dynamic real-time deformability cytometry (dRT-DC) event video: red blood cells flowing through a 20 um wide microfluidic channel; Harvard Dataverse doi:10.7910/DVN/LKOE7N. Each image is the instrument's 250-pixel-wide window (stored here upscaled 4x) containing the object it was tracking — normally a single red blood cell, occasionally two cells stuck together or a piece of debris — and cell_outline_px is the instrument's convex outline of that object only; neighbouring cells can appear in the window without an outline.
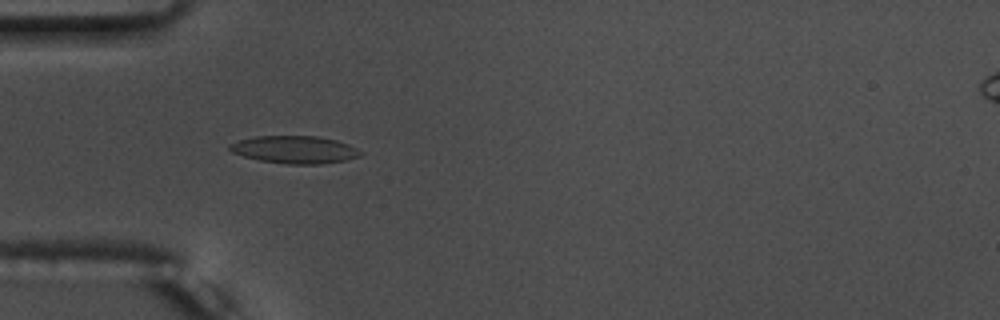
{"species": "common noctule bat (a hibernating species)", "species_latin": "Nyctalus noctula", "temperature_condition": "warm", "stored_images_in_passage": 56, "camera_frame_rate_fps": 3000, "um_per_image_px": 0.085, "animal": {"sex": "male", "body_mass_g": 17.5, "forearm_length_mm": 52.3}, "frame": {"image": 1, "passage_image": 18, "time_ms": 5.667, "image_size_px": [1000, 320], "cell_outline_px": [[360, 156], [344, 160], [320, 164], [288, 164], [260, 160], [244, 156], [232, 152], [228, 148], [232, 144], [240, 140], [256, 136], [316, 136], [336, 140], [348, 144], [356, 148], [360, 152]], "centroid_in_image_um": [25.05, 12.71], "position_along_channel_um": 60.0, "area_um2": 20.63}}
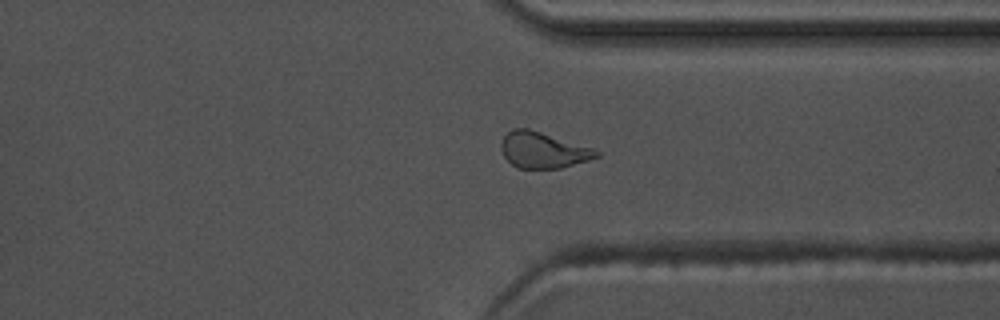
{"frame": {"image": 2, "passage_image": 43, "time_ms": 14.0, "image_size_px": [1000, 320], "cell_outline_px": [[600, 156], [588, 160], [560, 168], [516, 168], [504, 156], [500, 148], [500, 144], [504, 136], [512, 128], [528, 128], [592, 148], [600, 152]], "centroid_in_image_um": [46.13, 12.76], "position_along_channel_um": 365.3, "area_um2": 19.77}}
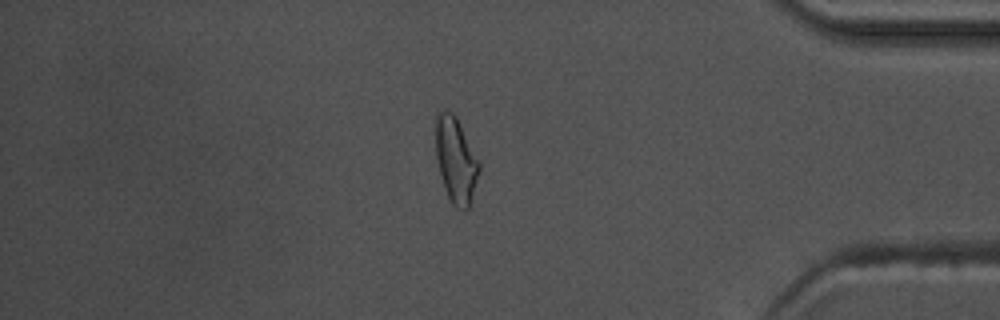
{"frame": {"image": 3, "passage_image": 48, "time_ms": 15.667, "image_size_px": [1000, 320], "cell_outline_px": [[480, 168], [468, 208], [464, 212], [456, 208], [452, 204], [448, 196], [440, 172], [436, 156], [436, 116], [444, 108], [452, 112], [456, 116], [480, 160]], "centroid_in_image_um": [38.76, 13.58], "position_along_channel_um": 396.4, "area_um2": 21.56}, "authors_computed_cell_mechanics": {"area_um2": 20.2589, "velocity_mm_per_s": 3.7029, "shape_relaxation_time_tau1_ms": 8.1482, "shape_relaxation_time_tau2_ms": 3.114, "deformation_change_tau1": 0.1656, "deformation_change_tau2": 0.0877}}